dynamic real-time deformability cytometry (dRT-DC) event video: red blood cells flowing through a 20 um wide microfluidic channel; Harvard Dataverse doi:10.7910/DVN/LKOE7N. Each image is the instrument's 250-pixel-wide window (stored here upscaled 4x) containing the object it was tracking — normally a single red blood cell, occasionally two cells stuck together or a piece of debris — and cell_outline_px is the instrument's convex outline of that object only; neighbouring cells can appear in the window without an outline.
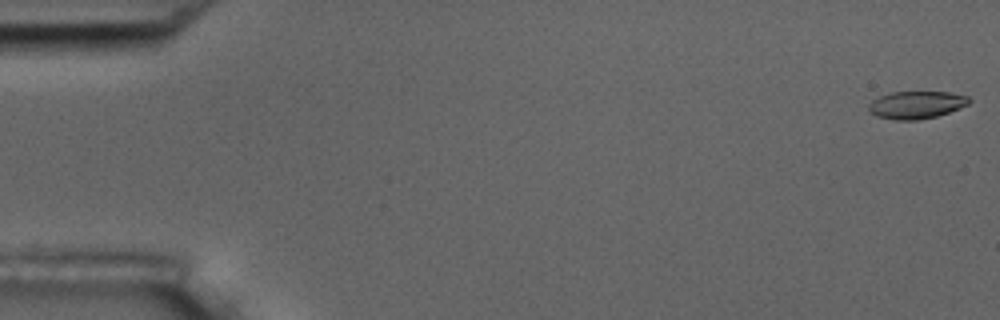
{"species": "common noctule bat (a hibernating species)", "species_latin": "Nyctalus noctula", "temperature_condition": "room temperature", "stored_images_in_passage": 56, "camera_frame_rate_fps": 3000, "um_per_image_px": 0.085, "animal": {"sex": "male", "body_mass_g": 17.5, "forearm_length_mm": 52.3}, "frame": {"image": 1, "passage_image": 1, "time_ms": 0.0, "image_size_px": [1000, 320], "cell_outline_px": [[972, 100], [968, 104], [960, 108], [936, 116], [916, 120], [896, 120], [876, 116], [868, 112], [868, 104], [872, 100], [880, 96], [892, 92], [948, 92], [968, 96]], "centroid_in_image_um": [77.87, 8.91], "position_along_channel_um": 7.1, "area_um2": 16.13}}
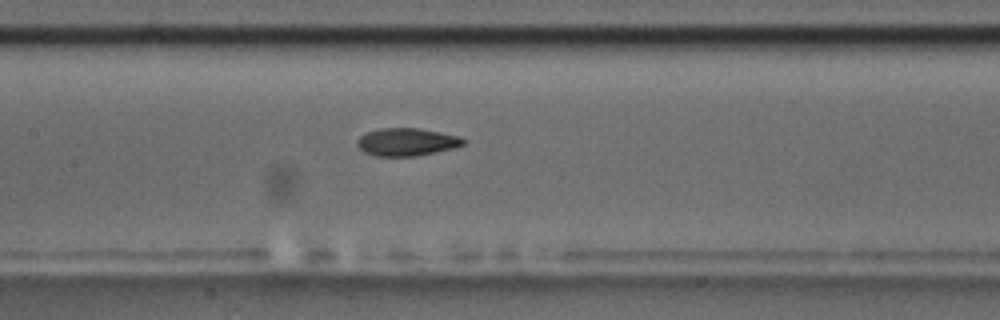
{"frame": {"image": 2, "passage_image": 27, "time_ms": 8.667, "image_size_px": [1000, 320], "cell_outline_px": [[468, 140], [464, 144], [452, 148], [416, 156], [376, 156], [364, 152], [356, 144], [356, 140], [360, 136], [368, 132], [380, 128], [420, 128], [460, 136]], "centroid_in_image_um": [34.57, 12.06], "position_along_channel_um": 172.8, "area_um2": 17.17}}
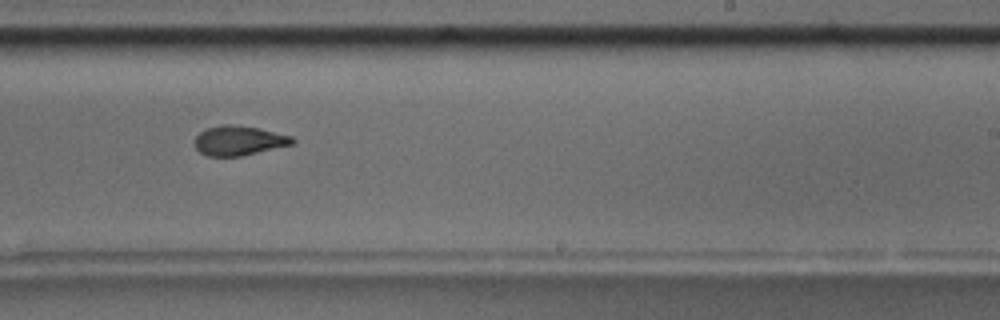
{"frame": {"image": 3, "passage_image": 35, "time_ms": 11.333, "image_size_px": [1000, 320], "cell_outline_px": [[296, 140], [292, 144], [240, 156], [208, 156], [200, 152], [192, 144], [196, 136], [200, 132], [208, 128], [220, 124], [232, 124], [260, 128], [292, 136]], "centroid_in_image_um": [20.27, 11.94], "position_along_channel_um": 268.7, "area_um2": 16.88}, "authors_computed_cell_mechanics": {"area_um2": 17.2244, "velocity_mm_per_s": 3.6098, "shape_relaxation_time_tau1_ms": 8.4684, "shape_relaxation_time_tau2_ms": 2.5531, "deformation_change_tau1": 0.2211, "deformation_change_tau2": 0.088}}